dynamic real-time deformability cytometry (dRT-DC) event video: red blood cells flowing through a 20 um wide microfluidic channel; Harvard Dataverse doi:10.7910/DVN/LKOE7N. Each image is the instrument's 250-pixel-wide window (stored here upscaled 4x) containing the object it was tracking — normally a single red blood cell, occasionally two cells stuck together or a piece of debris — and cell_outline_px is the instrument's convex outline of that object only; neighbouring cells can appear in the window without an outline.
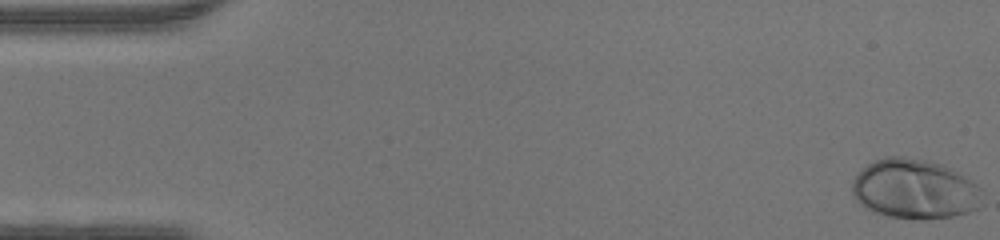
{"species": "human", "species_latin": "Homo sapiens", "temperature_condition": "warm", "stored_images_in_passage": 47, "camera_frame_rate_fps": 3000, "um_per_image_px": 0.085, "donor": {"sex": "male"}, "frame": {"image": 1, "passage_image": 1, "time_ms": 0.0, "image_size_px": [1000, 240], "cell_outline_px": [[984, 204], [980, 208], [968, 212], [952, 216], [924, 220], [916, 220], [888, 216], [872, 212], [864, 208], [852, 196], [852, 180], [868, 164], [884, 156], [904, 156], [944, 164], [976, 184], [984, 192]], "centroid_in_image_um": [77.77, 16.1], "position_along_channel_um": 7.2, "area_um2": 45.95}}
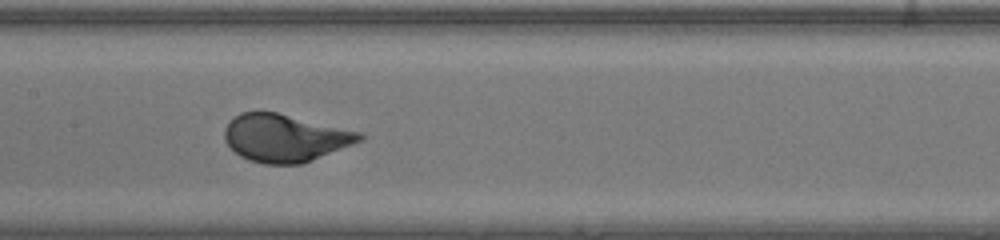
{"frame": {"image": 2, "passage_image": 23, "time_ms": 7.333, "image_size_px": [1000, 240], "cell_outline_px": [[364, 140], [304, 164], [264, 164], [248, 160], [240, 156], [224, 140], [224, 128], [240, 112], [260, 108], [360, 132], [364, 136]], "centroid_in_image_um": [24.21, 11.71], "position_along_channel_um": 183.2, "area_um2": 37.92}}
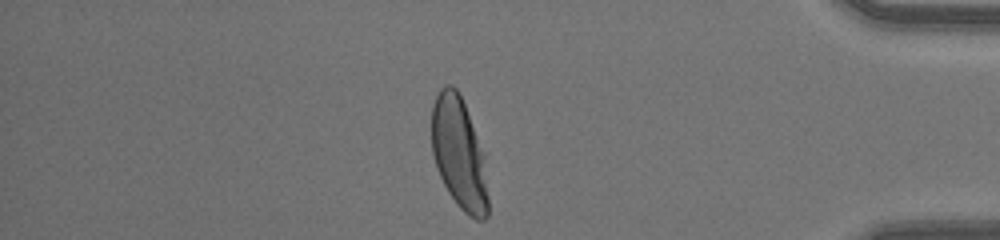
{"frame": {"image": 3, "passage_image": 40, "time_ms": 13.0, "image_size_px": [1000, 240], "cell_outline_px": [[488, 216], [484, 220], [476, 220], [468, 216], [456, 204], [448, 192], [436, 168], [432, 152], [432, 104], [440, 88], [444, 84], [452, 84], [460, 92], [484, 156], [488, 196]], "centroid_in_image_um": [39.01, 13.04], "position_along_channel_um": 396.2, "area_um2": 36.93}}